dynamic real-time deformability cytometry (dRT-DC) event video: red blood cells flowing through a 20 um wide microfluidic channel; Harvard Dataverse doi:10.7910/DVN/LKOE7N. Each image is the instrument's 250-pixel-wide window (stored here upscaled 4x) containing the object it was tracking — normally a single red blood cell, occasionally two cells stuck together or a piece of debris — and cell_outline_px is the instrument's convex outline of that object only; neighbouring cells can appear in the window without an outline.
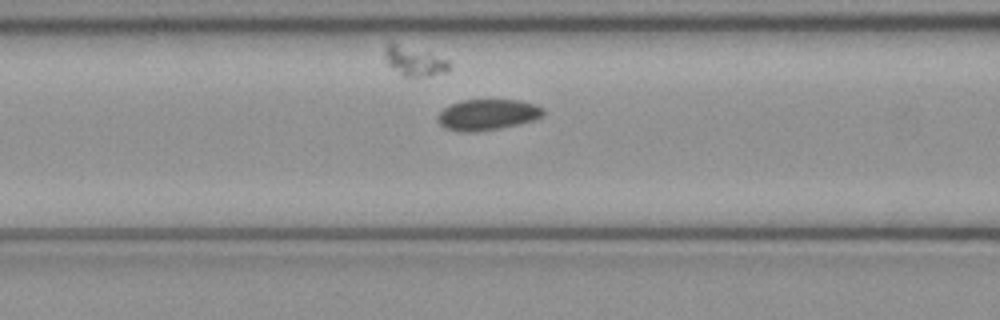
{"species": "common noctule bat (a hibernating species)", "species_latin": "Nyctalus noctula", "temperature_condition": "cold", "stored_images_in_passage": 47, "camera_frame_rate_fps": 3000, "um_per_image_px": 0.085, "animal": {"sex": "female", "body_mass_g": 21.9}, "frame": {"image": 1, "passage_image": 17, "time_ms": 5.333, "image_size_px": [1000, 320], "cell_outline_px": [[544, 116], [532, 120], [500, 128], [476, 132], [460, 132], [444, 128], [436, 120], [436, 116], [444, 108], [460, 100], [520, 100], [536, 104], [544, 108]], "centroid_in_image_um": [41.42, 9.75], "position_along_channel_um": 125.2, "area_um2": 19.13}}
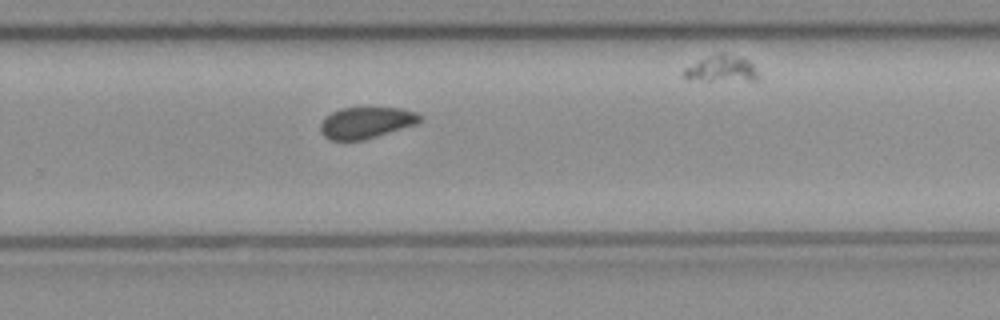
{"frame": {"image": 2, "passage_image": 30, "time_ms": 9.667, "image_size_px": [1000, 320], "cell_outline_px": [[424, 120], [416, 124], [364, 140], [328, 140], [320, 132], [320, 124], [324, 116], [340, 108], [400, 108], [416, 112], [424, 116]], "centroid_in_image_um": [31.12, 10.42], "position_along_channel_um": 298.7, "area_um2": 18.38}}
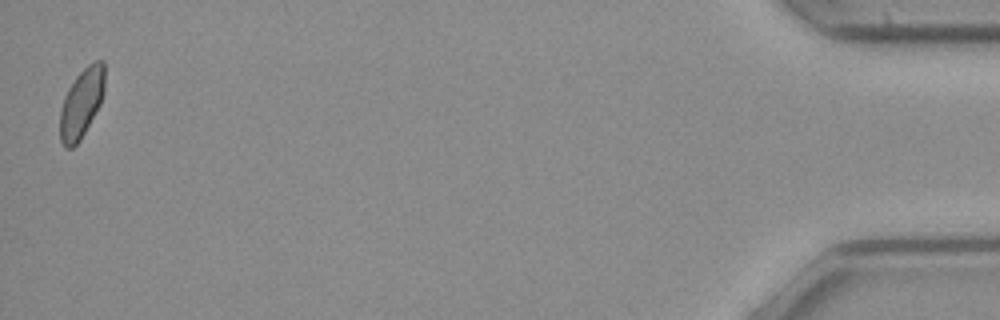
{"frame": {"image": 3, "passage_image": 47, "time_ms": 15.333, "image_size_px": [1000, 320], "cell_outline_px": [[104, 92], [100, 104], [80, 140], [72, 148], [64, 148], [60, 140], [60, 112], [64, 96], [68, 88], [76, 76], [88, 64], [96, 60], [104, 60]], "centroid_in_image_um": [6.92, 8.76], "position_along_channel_um": 428.3, "area_um2": 17.98}}